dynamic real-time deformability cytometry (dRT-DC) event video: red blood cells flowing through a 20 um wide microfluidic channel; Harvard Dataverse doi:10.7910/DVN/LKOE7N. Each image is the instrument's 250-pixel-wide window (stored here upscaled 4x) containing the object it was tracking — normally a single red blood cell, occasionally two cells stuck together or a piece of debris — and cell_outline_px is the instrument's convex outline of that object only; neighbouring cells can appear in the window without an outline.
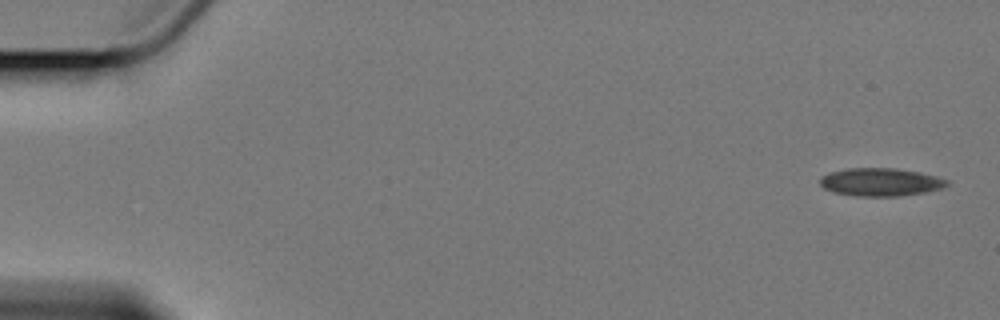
{"species": "Egyptian fruit bat (a non-hibernating species)", "species_latin": "Rousettus aegyptiacus", "temperature_condition": "cold", "stored_images_in_passage": 5, "camera_frame_rate_fps": 3000, "um_per_image_px": 0.085, "animal": {"sex": "female"}, "frame": {"image": 1, "passage_image": 1, "time_ms": 0.0, "image_size_px": [1000, 320], "cell_outline_px": [[948, 184], [940, 188], [924, 192], [900, 196], [856, 196], [832, 192], [824, 188], [820, 184], [820, 176], [832, 172], [848, 168], [896, 168], [920, 172], [936, 176], [948, 180]], "centroid_in_image_um": [74.82, 15.47], "position_along_channel_um": 10.2, "area_um2": 20.63}}
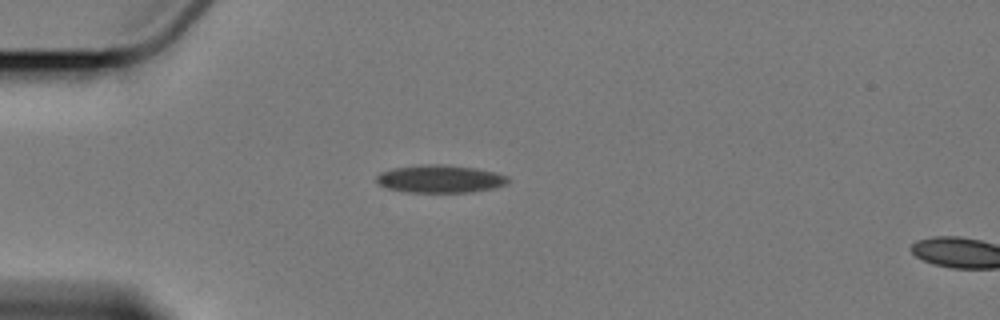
{"frame": {"image": 2, "passage_image": 4, "time_ms": 4.667, "image_size_px": [1000, 320], "cell_outline_px": [[512, 180], [508, 184], [492, 188], [468, 192], [408, 192], [388, 188], [380, 184], [376, 180], [376, 176], [380, 172], [392, 168], [420, 164], [444, 164], [476, 168], [496, 172], [508, 176]], "centroid_in_image_um": [37.44, 15.19], "position_along_channel_um": 47.6, "area_um2": 21.44}}